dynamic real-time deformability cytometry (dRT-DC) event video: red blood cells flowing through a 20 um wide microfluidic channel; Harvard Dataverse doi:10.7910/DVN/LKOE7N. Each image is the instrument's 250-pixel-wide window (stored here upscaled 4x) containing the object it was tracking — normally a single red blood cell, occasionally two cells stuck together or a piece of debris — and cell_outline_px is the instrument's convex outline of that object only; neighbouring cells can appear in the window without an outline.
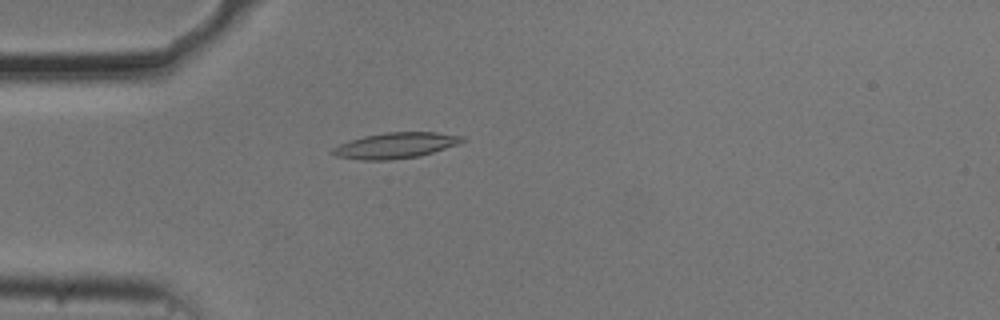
{"species": "common noctule bat (a hibernating species)", "species_latin": "Nyctalus noctula", "temperature_condition": "cold", "stored_images_in_passage": 54, "camera_frame_rate_fps": 3000, "um_per_image_px": 0.085, "animal": {"sex": "male", "body_mass_g": 20.5, "forearm_length_mm": 52.5}, "frame": {"image": 1, "passage_image": 15, "time_ms": 4.667, "image_size_px": [1000, 320], "cell_outline_px": [[468, 140], [420, 156], [388, 160], [360, 160], [336, 156], [328, 152], [332, 148], [348, 140], [364, 136], [384, 132], [436, 132], [464, 136]], "centroid_in_image_um": [33.58, 12.36], "position_along_channel_um": 51.4, "area_um2": 19.54}}
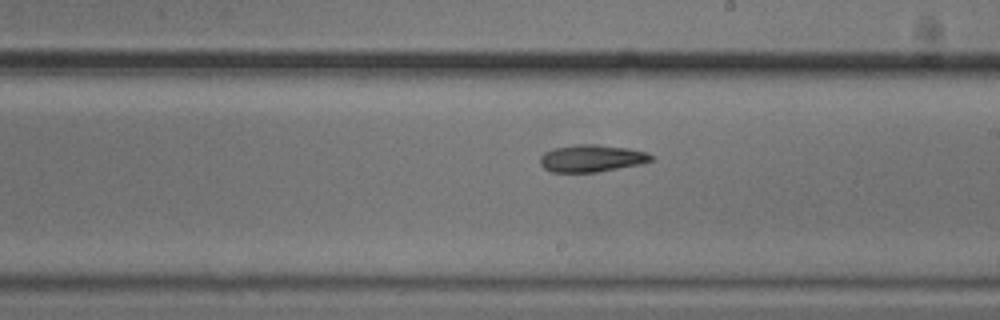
{"frame": {"image": 2, "passage_image": 31, "time_ms": 10.0, "image_size_px": [1000, 320], "cell_outline_px": [[652, 160], [640, 164], [596, 172], [552, 172], [544, 168], [540, 164], [540, 156], [544, 152], [556, 148], [576, 144], [596, 144], [628, 148], [648, 152], [652, 156]], "centroid_in_image_um": [50.28, 13.45], "position_along_channel_um": 238.7, "area_um2": 17.51}}
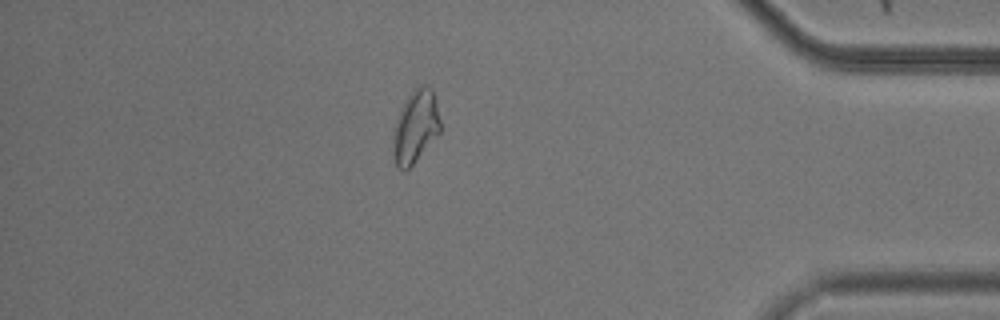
{"frame": {"image": 3, "passage_image": 47, "time_ms": 15.333, "image_size_px": [1000, 320], "cell_outline_px": [[440, 132], [412, 164], [404, 172], [396, 168], [392, 144], [392, 136], [396, 120], [400, 108], [408, 96], [416, 88], [424, 84], [432, 88], [440, 120]], "centroid_in_image_um": [35.29, 10.78], "position_along_channel_um": 399.9, "area_um2": 19.83}, "authors_computed_cell_mechanics": {"area_um2": 18.4382, "velocity_mm_per_s": 3.6894, "shape_relaxation_time_tau1_ms": 8.3328, "shape_relaxation_time_tau2_ms": null, "deformation_change_tau1": 0.2373, "deformation_change_tau2": null}}